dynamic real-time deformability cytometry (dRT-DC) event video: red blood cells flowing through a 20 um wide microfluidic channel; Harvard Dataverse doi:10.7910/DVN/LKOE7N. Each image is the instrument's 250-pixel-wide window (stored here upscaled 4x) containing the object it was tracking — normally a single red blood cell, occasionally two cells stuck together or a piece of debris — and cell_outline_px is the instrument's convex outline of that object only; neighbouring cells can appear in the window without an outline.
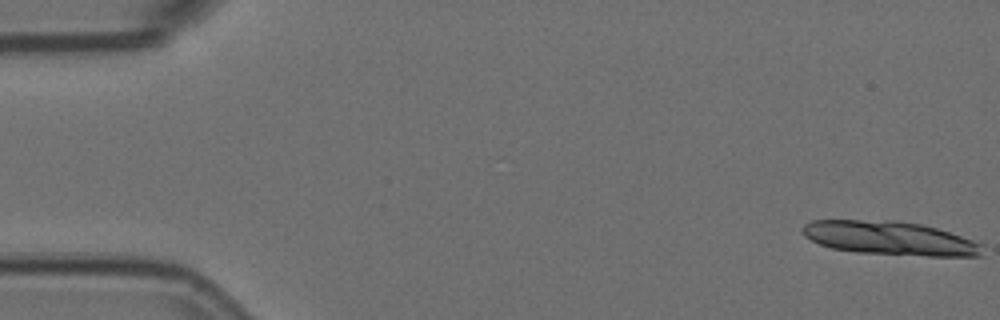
{"species": "Egyptian fruit bat (a non-hibernating species)", "species_latin": "Rousettus aegyptiacus", "temperature_condition": "room temperature", "stored_images_in_passage": 14, "camera_frame_rate_fps": 3000, "um_per_image_px": 0.085, "animal": {"sex": "female"}, "frame": {"image": 1, "passage_image": 1, "time_ms": 0.0, "image_size_px": [1000, 320], "cell_outline_px": [[984, 256], [928, 256], [856, 252], [832, 248], [820, 244], [804, 236], [800, 232], [800, 228], [804, 224], [812, 220], [892, 220], [920, 224], [936, 228], [984, 244]], "centroid_in_image_um": [75.63, 20.25], "position_along_channel_um": 9.4, "area_um2": 35.49}}